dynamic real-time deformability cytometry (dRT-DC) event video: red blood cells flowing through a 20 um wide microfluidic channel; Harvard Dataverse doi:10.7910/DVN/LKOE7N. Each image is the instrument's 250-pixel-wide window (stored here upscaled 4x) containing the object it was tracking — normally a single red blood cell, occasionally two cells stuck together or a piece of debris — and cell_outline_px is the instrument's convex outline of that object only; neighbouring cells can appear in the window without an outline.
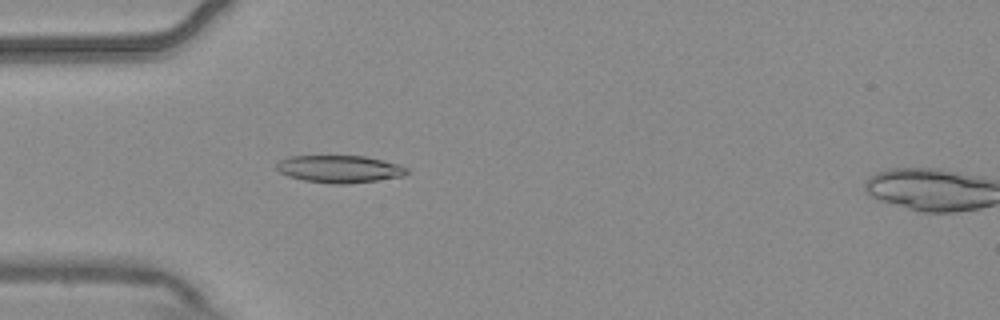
{"species": "common noctule bat (a hibernating species)", "species_latin": "Nyctalus noctula", "temperature_condition": "warm", "stored_images_in_passage": 4, "camera_frame_rate_fps": 3000, "um_per_image_px": 0.085, "animal": {"sex": "male", "body_mass_g": 20.4}, "frame": {"image": 1, "passage_image": 3, "time_ms": 0.667, "image_size_px": [1000, 320], "cell_outline_px": [[408, 172], [404, 176], [376, 180], [344, 184], [332, 184], [304, 180], [288, 176], [280, 172], [276, 168], [276, 164], [280, 160], [288, 156], [364, 156], [400, 164], [408, 168]], "centroid_in_image_um": [28.86, 14.36], "position_along_channel_um": 56.1, "area_um2": 20.75}}